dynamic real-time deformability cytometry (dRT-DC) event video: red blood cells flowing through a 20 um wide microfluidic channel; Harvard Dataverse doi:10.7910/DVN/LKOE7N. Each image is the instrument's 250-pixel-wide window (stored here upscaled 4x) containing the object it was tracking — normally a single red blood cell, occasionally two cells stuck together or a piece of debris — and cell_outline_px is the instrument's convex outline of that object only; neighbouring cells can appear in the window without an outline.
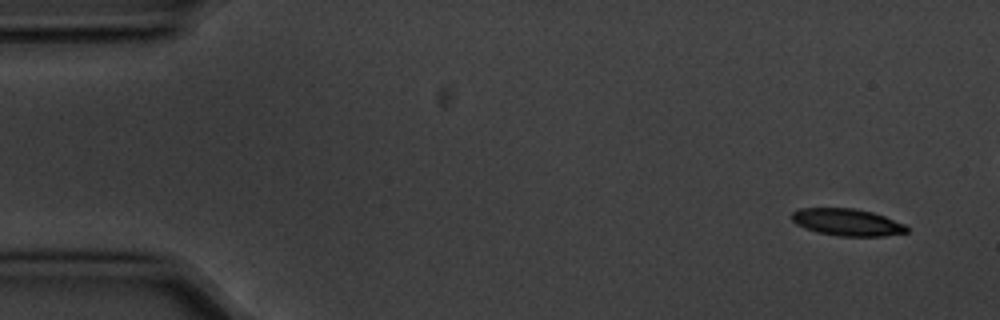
{"species": "common noctule bat (a hibernating species)", "species_latin": "Nyctalus noctula", "temperature_condition": "cold", "stored_images_in_passage": 5, "camera_frame_rate_fps": 3000, "um_per_image_px": 0.085, "animal": {"sex": "male", "body_mass_g": 20.1, "forearm_length_mm": 53.5}, "frame": {"image": 1, "passage_image": 1, "time_ms": 0.0, "image_size_px": [1000, 320], "cell_outline_px": [[908, 232], [884, 236], [840, 236], [816, 232], [804, 228], [796, 224], [792, 220], [792, 212], [800, 208], [852, 208], [872, 212], [884, 216], [904, 224], [908, 228]], "centroid_in_image_um": [71.99, 18.89], "position_along_channel_um": 13.0, "area_um2": 18.09}}